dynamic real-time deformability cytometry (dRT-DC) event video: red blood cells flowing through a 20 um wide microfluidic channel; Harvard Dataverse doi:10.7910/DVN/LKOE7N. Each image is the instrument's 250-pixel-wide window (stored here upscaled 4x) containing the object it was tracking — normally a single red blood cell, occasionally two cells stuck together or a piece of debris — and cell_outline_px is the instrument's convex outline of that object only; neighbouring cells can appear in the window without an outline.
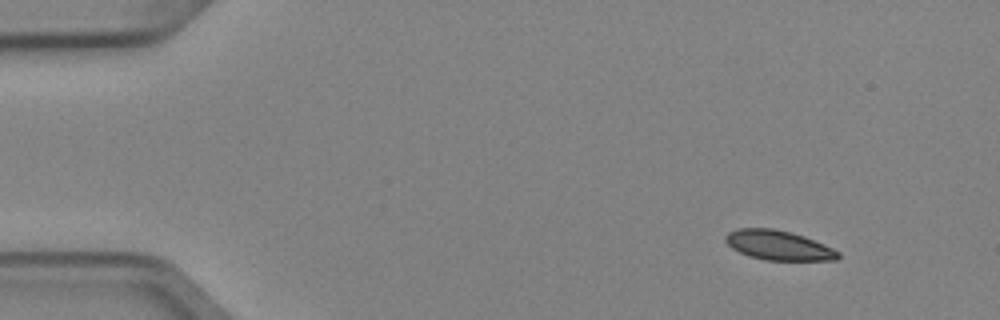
{"species": "Egyptian fruit bat (a non-hibernating species)", "species_latin": "Rousettus aegyptiacus", "temperature_condition": "cold", "stored_images_in_passage": 5, "segment_of_instrument_passage": [1, 2], "camera_frame_rate_fps": 3000, "um_per_image_px": 0.085, "animal": {"sex": "female"}, "frame": {"image": 1, "passage_image": 1, "time_ms": 0.0, "image_size_px": [1000, 320], "cell_outline_px": [[840, 256], [836, 260], [764, 260], [748, 256], [732, 248], [724, 240], [724, 236], [728, 232], [736, 228], [772, 228], [792, 232], [804, 236], [824, 244], [840, 252]], "centroid_in_image_um": [66.15, 20.84], "position_along_channel_um": 18.9, "area_um2": 19.54}}
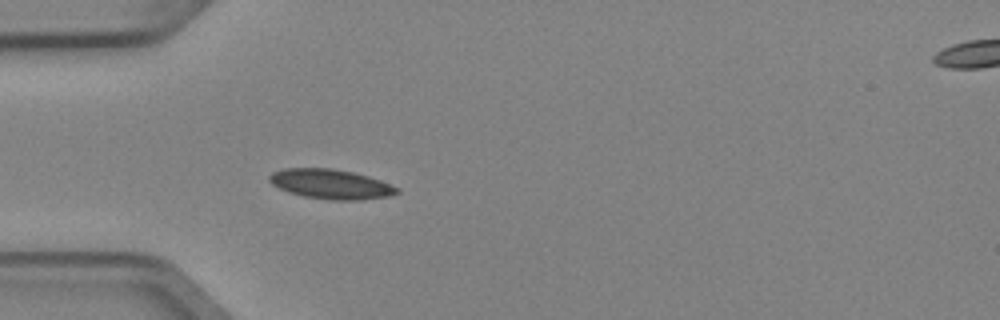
{"frame": {"image": 2, "passage_image": 4, "time_ms": 1.0, "image_size_px": [1000, 320], "cell_outline_px": [[400, 192], [388, 196], [360, 200], [332, 200], [304, 196], [288, 192], [272, 184], [268, 180], [268, 176], [272, 172], [284, 168], [332, 168], [352, 172], [368, 176], [380, 180], [400, 188]], "centroid_in_image_um": [28.11, 15.64], "position_along_channel_um": 56.9, "area_um2": 22.08}}